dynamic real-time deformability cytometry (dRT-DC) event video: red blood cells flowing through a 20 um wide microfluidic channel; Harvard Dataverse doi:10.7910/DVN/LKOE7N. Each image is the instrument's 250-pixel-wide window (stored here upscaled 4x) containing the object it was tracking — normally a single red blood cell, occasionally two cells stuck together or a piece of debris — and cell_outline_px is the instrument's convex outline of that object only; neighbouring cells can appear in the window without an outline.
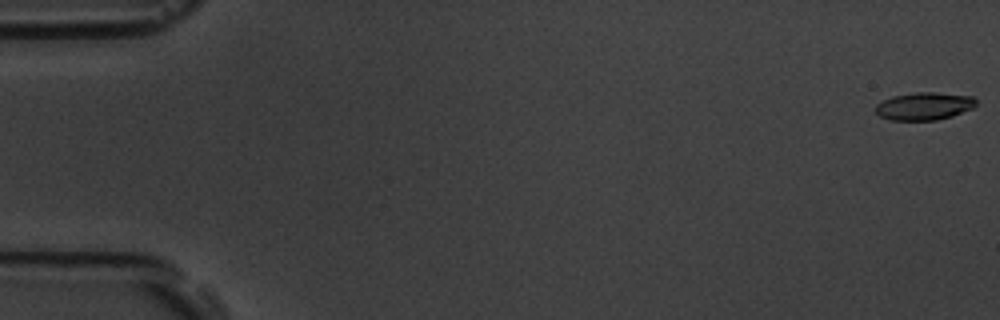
{"species": "common noctule bat (a hibernating species)", "species_latin": "Nyctalus noctula", "temperature_condition": "room temperature", "stored_images_in_passage": 55, "camera_frame_rate_fps": 3000, "um_per_image_px": 0.085, "animal": {"sex": "male", "body_mass_g": 19.5, "forearm_length_mm": 54.6}, "frame": {"image": 1, "passage_image": 1, "time_ms": 0.0, "image_size_px": [1000, 320], "cell_outline_px": [[976, 104], [972, 108], [952, 116], [936, 120], [888, 120], [880, 116], [876, 112], [876, 104], [892, 96], [916, 92], [932, 92], [972, 96], [976, 100]], "centroid_in_image_um": [78.54, 9.02], "position_along_channel_um": 6.5, "area_um2": 16.13}}
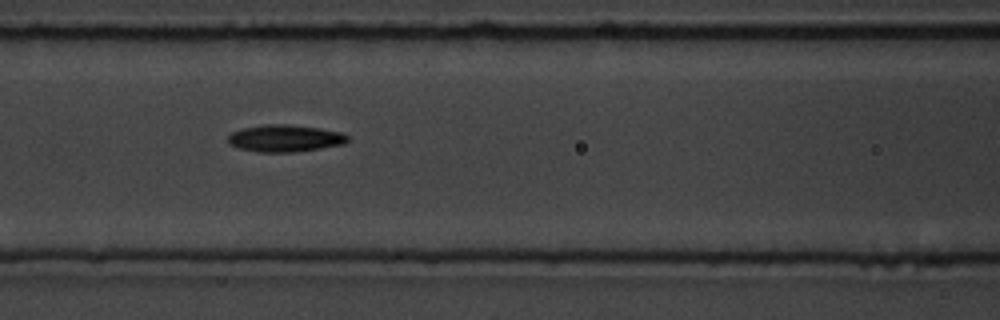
{"frame": {"image": 2, "passage_image": 24, "time_ms": 7.667, "image_size_px": [1000, 320], "cell_outline_px": [[348, 140], [344, 144], [320, 148], [292, 152], [260, 152], [240, 148], [228, 144], [228, 136], [232, 132], [244, 128], [264, 124], [288, 124], [320, 128], [340, 132], [348, 136]], "centroid_in_image_um": [24.21, 11.75], "position_along_channel_um": 142.4, "area_um2": 18.73}}
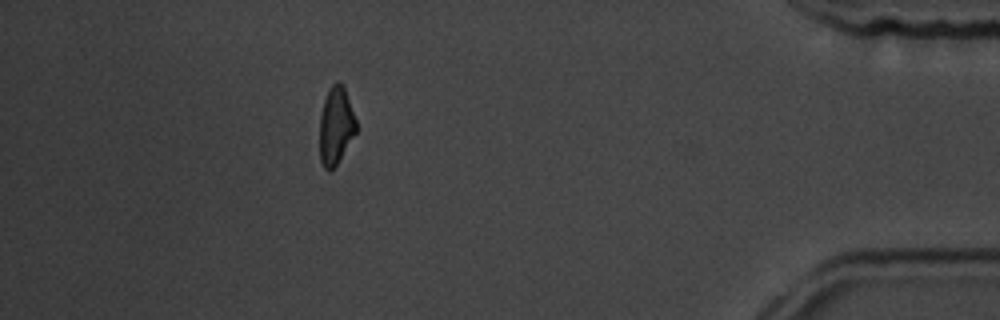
{"frame": {"image": 3, "passage_image": 49, "time_ms": 16.0, "image_size_px": [1000, 320], "cell_outline_px": [[356, 132], [336, 164], [328, 172], [324, 168], [320, 160], [320, 116], [324, 100], [328, 88], [336, 80], [344, 84], [356, 120]], "centroid_in_image_um": [28.54, 10.63], "position_along_channel_um": 406.7, "area_um2": 16.47}, "authors_computed_cell_mechanics": {"area_um2": 17.1088, "velocity_mm_per_s": 3.774, "shape_relaxation_time_tau1_ms": 2.5919, "shape_relaxation_time_tau2_ms": 5.0968, "deformation_change_tau1": 0.1113, "deformation_change_tau2": 0.1392}}